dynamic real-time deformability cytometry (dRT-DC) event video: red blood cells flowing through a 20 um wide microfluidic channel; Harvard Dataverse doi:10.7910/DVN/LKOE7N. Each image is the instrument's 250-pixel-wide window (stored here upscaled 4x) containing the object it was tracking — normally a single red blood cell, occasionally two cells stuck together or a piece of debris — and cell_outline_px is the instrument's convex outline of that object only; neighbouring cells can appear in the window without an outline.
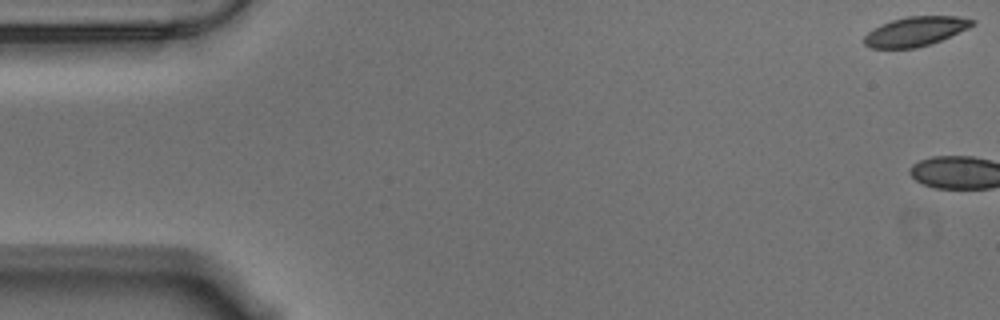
{"species": "Egyptian fruit bat (a non-hibernating species)", "species_latin": "Rousettus aegyptiacus", "temperature_condition": "warm", "stored_images_in_passage": 7, "camera_frame_rate_fps": 3000, "um_per_image_px": 0.085, "animal": {"sex": "male"}, "frame": {"image": 1, "passage_image": 1, "time_ms": 0.0, "image_size_px": [1000, 320], "cell_outline_px": [[976, 20], [968, 28], [940, 40], [916, 48], [872, 48], [864, 44], [864, 36], [872, 28], [880, 24], [892, 20], [908, 16], [956, 16]], "centroid_in_image_um": [77.77, 2.66], "position_along_channel_um": 7.2, "area_um2": 18.32}}